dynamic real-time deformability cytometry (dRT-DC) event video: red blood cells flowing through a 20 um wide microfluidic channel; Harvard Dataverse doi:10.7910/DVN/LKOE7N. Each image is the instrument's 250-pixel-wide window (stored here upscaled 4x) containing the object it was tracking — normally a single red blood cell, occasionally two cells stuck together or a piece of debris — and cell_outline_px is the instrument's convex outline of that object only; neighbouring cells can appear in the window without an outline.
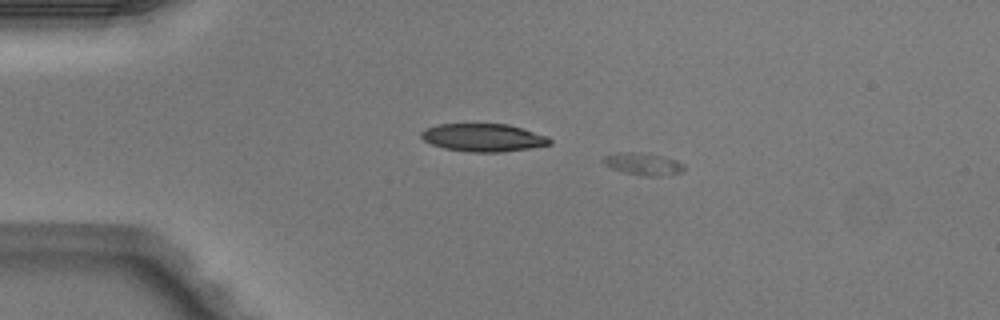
{"species": "Egyptian fruit bat (a non-hibernating species)", "species_latin": "Rousettus aegyptiacus", "temperature_condition": "warm", "stored_images_in_passage": 6, "camera_frame_rate_fps": 3000, "um_per_image_px": 0.085, "animal": {"sex": "male"}, "frame": {"image": 1, "passage_image": 3, "time_ms": 0.667, "image_size_px": [1000, 320], "cell_outline_px": [[684, 168], [680, 172], [660, 176], [644, 176], [624, 172], [608, 168], [600, 160], [604, 156], [620, 152], [640, 152], [664, 156], [676, 160], [684, 164]], "centroid_in_image_um": [54.61, 13.93], "position_along_channel_um": 30.4, "area_um2": 10.58}}
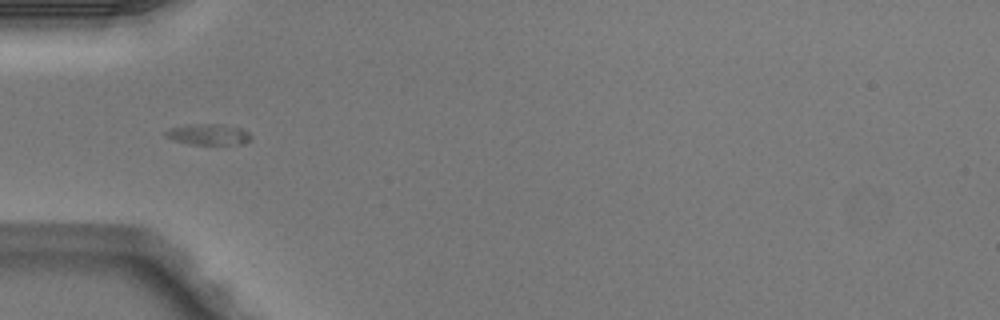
{"frame": {"image": 2, "passage_image": 5, "time_ms": 1.333, "image_size_px": [1000, 320], "cell_outline_px": [[252, 140], [244, 144], [188, 144], [172, 140], [164, 136], [164, 132], [168, 128], [192, 124], [220, 124], [240, 128], [248, 132], [252, 136]], "centroid_in_image_um": [17.7, 11.43], "position_along_channel_um": 67.3, "area_um2": 10.58}}